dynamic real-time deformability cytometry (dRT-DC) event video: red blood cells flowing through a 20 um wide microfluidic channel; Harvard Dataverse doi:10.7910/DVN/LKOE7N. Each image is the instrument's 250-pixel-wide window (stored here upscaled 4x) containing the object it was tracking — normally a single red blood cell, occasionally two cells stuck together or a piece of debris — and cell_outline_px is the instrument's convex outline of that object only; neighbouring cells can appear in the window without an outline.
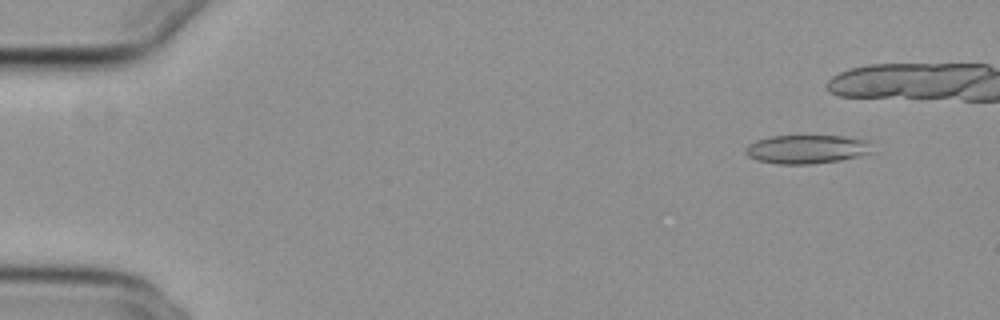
{"species": "common noctule bat (a hibernating species)", "species_latin": "Nyctalus noctula", "temperature_condition": "cold", "stored_images_in_passage": 43, "camera_frame_rate_fps": 3000, "um_per_image_px": 0.085, "animal": {"sex": "female", "body_mass_g": 29.2, "forearm_length_mm": 56.3}, "frame": {"image": 1, "passage_image": 5, "time_ms": 1.333, "image_size_px": [1000, 320], "cell_outline_px": [[876, 152], [860, 156], [840, 160], [808, 164], [776, 164], [756, 160], [748, 156], [744, 152], [748, 144], [756, 140], [772, 136], [844, 136], [868, 140]], "centroid_in_image_um": [68.61, 12.68], "position_along_channel_um": 16.4, "area_um2": 21.44}}
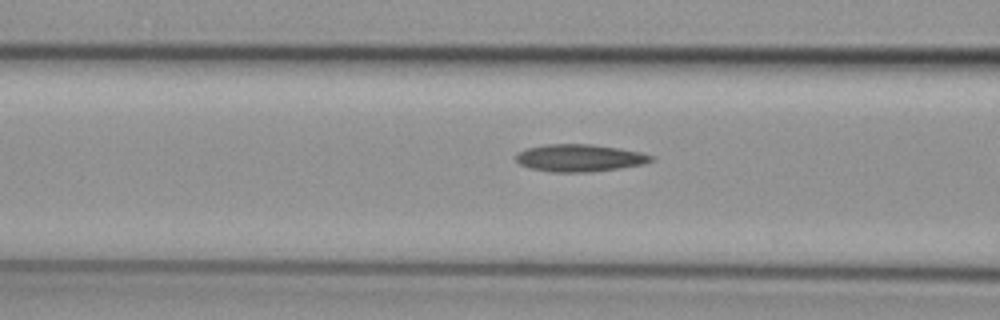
{"frame": {"image": 2, "passage_image": 22, "time_ms": 7.0, "image_size_px": [1000, 320], "cell_outline_px": [[656, 156], [652, 160], [644, 164], [592, 172], [552, 172], [532, 168], [520, 164], [516, 160], [516, 152], [528, 148], [548, 144], [592, 144], [620, 148], [640, 152]], "centroid_in_image_um": [49.29, 13.42], "position_along_channel_um": 117.3, "area_um2": 21.5}}
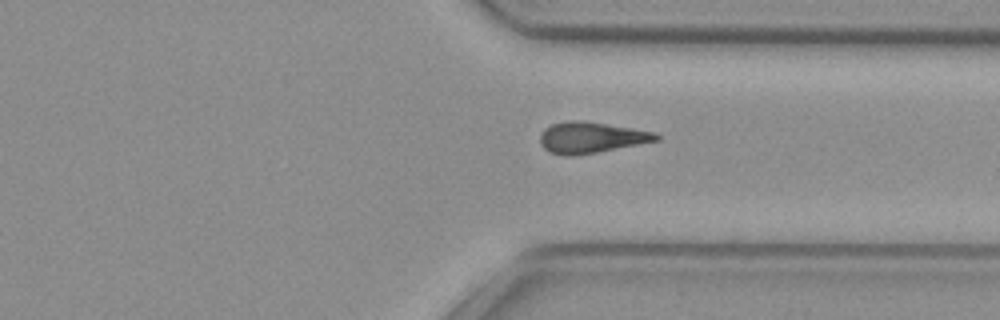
{"frame": {"image": 3, "passage_image": 41, "time_ms": 13.333, "image_size_px": [1000, 320], "cell_outline_px": [[660, 140], [596, 152], [572, 156], [564, 156], [548, 152], [540, 144], [540, 136], [544, 128], [552, 124], [572, 120], [584, 120], [632, 128], [652, 132], [660, 136]], "centroid_in_image_um": [50.2, 11.69], "position_along_channel_um": 361.2, "area_um2": 20.92}}